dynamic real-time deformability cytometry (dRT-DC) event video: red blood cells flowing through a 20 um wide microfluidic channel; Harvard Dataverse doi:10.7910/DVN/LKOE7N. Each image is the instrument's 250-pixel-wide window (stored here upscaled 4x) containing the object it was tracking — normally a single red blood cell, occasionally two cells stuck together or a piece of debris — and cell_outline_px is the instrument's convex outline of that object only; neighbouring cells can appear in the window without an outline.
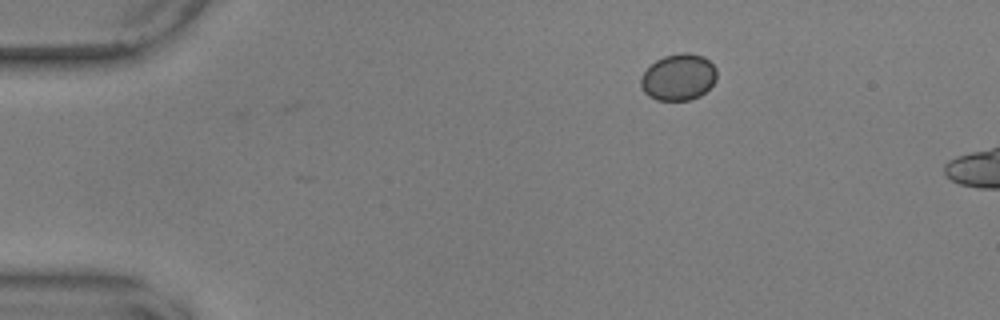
{"species": "common noctule bat (a hibernating species)", "species_latin": "Nyctalus noctula", "temperature_condition": "warm", "stored_images_in_passage": 2, "camera_frame_rate_fps": 3000, "um_per_image_px": 0.085, "animal": {"sex": "male", "body_mass_g": 17.9, "forearm_length_mm": 54.2}, "frame": {"image": 1, "passage_image": 2, "time_ms": 0.333, "image_size_px": [1000, 320], "cell_outline_px": [[716, 80], [700, 96], [688, 100], [656, 100], [648, 96], [644, 92], [640, 84], [640, 76], [656, 60], [664, 56], [680, 52], [688, 52], [704, 56], [716, 68]], "centroid_in_image_um": [57.66, 6.55], "position_along_channel_um": 27.3, "area_um2": 20.63}}